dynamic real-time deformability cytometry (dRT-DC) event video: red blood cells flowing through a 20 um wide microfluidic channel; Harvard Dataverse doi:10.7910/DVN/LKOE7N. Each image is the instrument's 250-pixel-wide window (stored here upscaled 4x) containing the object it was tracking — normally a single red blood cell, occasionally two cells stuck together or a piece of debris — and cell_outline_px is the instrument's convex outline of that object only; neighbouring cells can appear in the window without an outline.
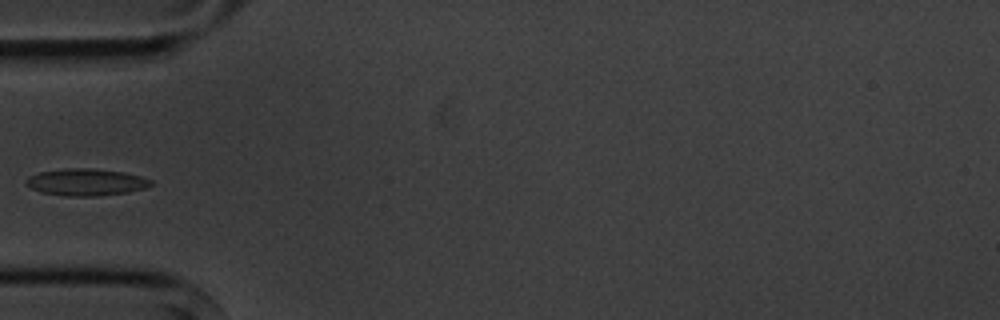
{"species": "common noctule bat (a hibernating species)", "species_latin": "Nyctalus noctula", "temperature_condition": "cold", "stored_images_in_passage": 6, "camera_frame_rate_fps": 3000, "um_per_image_px": 0.085, "animal": {"sex": "male", "body_mass_g": 20.1, "forearm_length_mm": 53.5}, "frame": {"image": 1, "passage_image": 5, "time_ms": 4.667, "image_size_px": [1000, 320], "cell_outline_px": [[152, 184], [144, 188], [128, 192], [96, 196], [68, 196], [40, 192], [24, 184], [24, 180], [28, 176], [40, 172], [64, 168], [92, 168], [124, 172], [140, 176], [152, 180]], "centroid_in_image_um": [7.28, 15.48], "position_along_channel_um": 77.7, "area_um2": 19.65}}
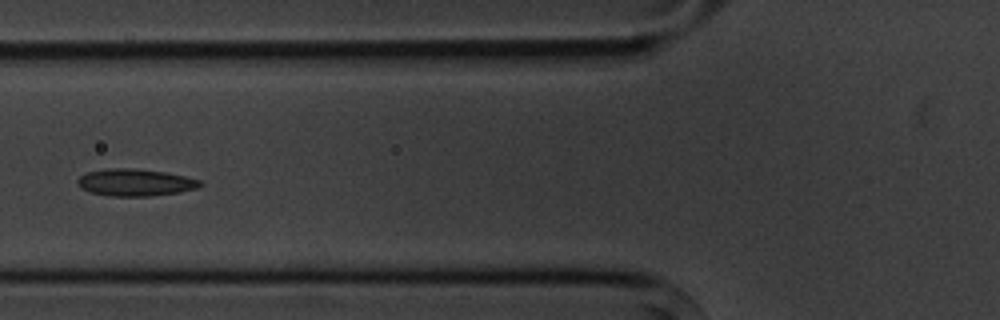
{"frame": {"image": 2, "passage_image": 6, "time_ms": 5.667, "image_size_px": [1000, 320], "cell_outline_px": [[204, 184], [196, 188], [180, 192], [152, 196], [112, 196], [92, 192], [80, 188], [76, 184], [76, 180], [80, 176], [88, 172], [108, 168], [136, 168], [164, 172], [184, 176], [200, 180]], "centroid_in_image_um": [11.49, 15.51], "position_along_channel_um": 114.3, "area_um2": 19.36}}